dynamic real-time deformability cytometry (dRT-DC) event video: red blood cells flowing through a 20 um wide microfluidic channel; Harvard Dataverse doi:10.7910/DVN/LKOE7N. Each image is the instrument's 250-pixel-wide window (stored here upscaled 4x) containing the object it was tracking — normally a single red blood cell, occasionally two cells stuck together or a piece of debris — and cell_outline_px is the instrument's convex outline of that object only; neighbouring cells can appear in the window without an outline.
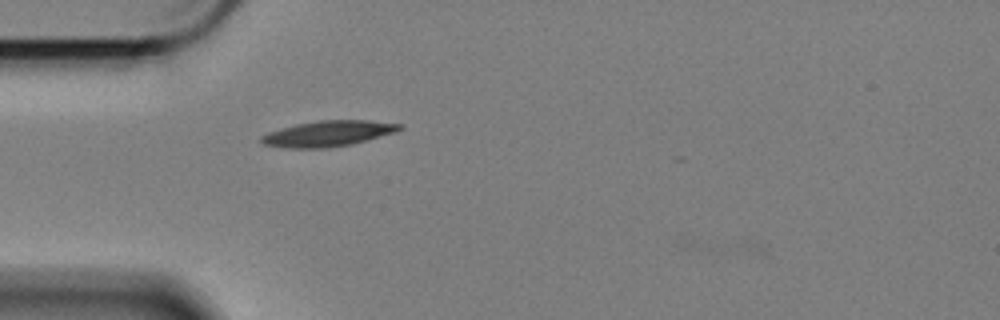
{"species": "Egyptian fruit bat (a non-hibernating species)", "species_latin": "Rousettus aegyptiacus", "temperature_condition": "cold", "stored_images_in_passage": 37, "camera_frame_rate_fps": 3000, "um_per_image_px": 0.085, "animal": {"sex": "female"}, "frame": {"image": 1, "passage_image": 1, "time_ms": 0.0, "image_size_px": [1000, 320], "cell_outline_px": [[404, 128], [396, 132], [348, 144], [328, 148], [288, 148], [264, 144], [260, 140], [260, 136], [268, 132], [296, 124], [320, 120], [368, 120], [404, 124]], "centroid_in_image_um": [27.9, 11.34], "position_along_channel_um": 57.1, "area_um2": 20.52}}
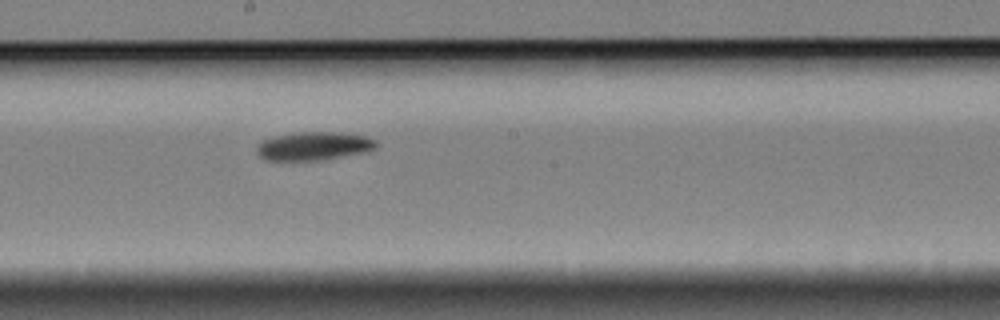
{"frame": {"image": 2, "passage_image": 16, "time_ms": 5.0, "image_size_px": [1000, 320], "cell_outline_px": [[376, 148], [368, 152], [324, 160], [264, 160], [256, 152], [256, 144], [260, 140], [276, 136], [296, 132], [332, 132], [364, 136], [376, 140]], "centroid_in_image_um": [26.64, 12.42], "position_along_channel_um": 221.6, "area_um2": 19.94}}
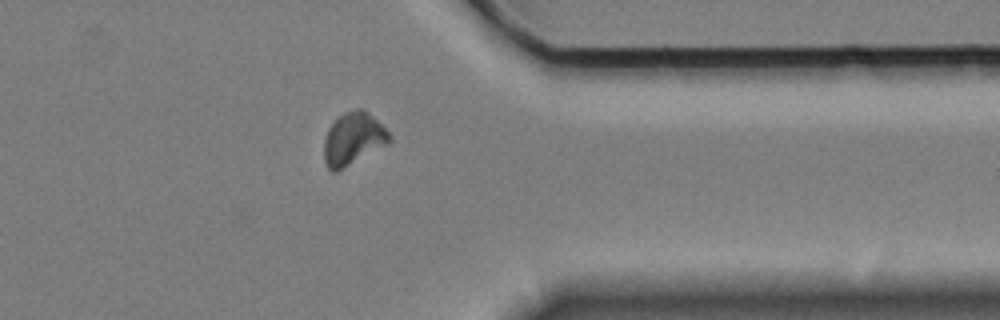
{"frame": {"image": 3, "passage_image": 31, "time_ms": 10.0, "image_size_px": [1000, 320], "cell_outline_px": [[392, 140], [388, 144], [336, 172], [332, 172], [328, 168], [324, 160], [324, 140], [328, 128], [344, 112], [356, 108], [364, 108], [392, 136]], "centroid_in_image_um": [30.02, 11.8], "position_along_channel_um": 381.4, "area_um2": 19.88}, "authors_computed_cell_mechanics": {"area_um2": 19.4208, "velocity_mm_per_s": 3.3676, "shape_relaxation_time_tau1_ms": 5.2285, "shape_relaxation_time_tau2_ms": null, "deformation_change_tau1": 0.1304, "deformation_change_tau2": null}}